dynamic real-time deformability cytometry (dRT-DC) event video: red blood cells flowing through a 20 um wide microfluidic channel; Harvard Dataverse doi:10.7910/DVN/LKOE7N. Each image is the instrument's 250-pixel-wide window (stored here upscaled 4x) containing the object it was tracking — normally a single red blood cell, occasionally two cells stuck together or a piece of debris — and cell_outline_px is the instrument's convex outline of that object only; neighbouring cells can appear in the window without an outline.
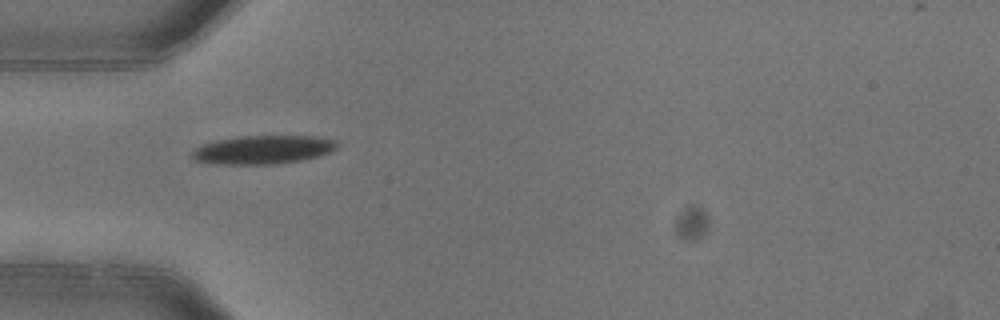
{"species": "common noctule bat (a hibernating species)", "species_latin": "Nyctalus noctula", "temperature_condition": "warm", "stored_images_in_passage": 6, "camera_frame_rate_fps": 3000, "um_per_image_px": 0.085, "animal": {"sex": "female"}, "frame": {"image": 1, "passage_image": 4, "time_ms": 1.0, "image_size_px": [1000, 320], "cell_outline_px": [[336, 148], [320, 156], [300, 160], [276, 164], [212, 164], [196, 160], [192, 156], [192, 152], [196, 148], [204, 144], [216, 140], [240, 136], [312, 136], [336, 140]], "centroid_in_image_um": [22.34, 12.73], "position_along_channel_um": 62.7, "area_um2": 23.93}}